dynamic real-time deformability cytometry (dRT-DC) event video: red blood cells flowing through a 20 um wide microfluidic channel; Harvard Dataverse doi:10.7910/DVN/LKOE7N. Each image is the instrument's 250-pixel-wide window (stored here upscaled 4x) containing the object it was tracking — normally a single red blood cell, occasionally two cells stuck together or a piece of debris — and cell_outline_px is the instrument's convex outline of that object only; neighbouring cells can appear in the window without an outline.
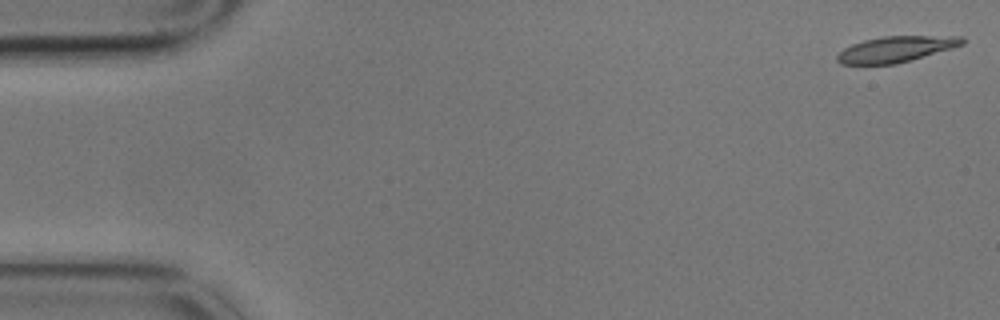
{"species": "common noctule bat (a hibernating species)", "species_latin": "Nyctalus noctula", "temperature_condition": "cold", "stored_images_in_passage": 11, "camera_frame_rate_fps": 3000, "um_per_image_px": 0.085, "animal": {"sex": "male", "body_mass_g": 17.9}, "frame": {"image": 1, "passage_image": 1, "time_ms": 0.0, "image_size_px": [1000, 320], "cell_outline_px": [[968, 40], [964, 44], [952, 48], [896, 64], [840, 64], [836, 60], [836, 56], [844, 48], [852, 44], [864, 40], [880, 36], [964, 36]], "centroid_in_image_um": [76.17, 4.17], "position_along_channel_um": 8.8, "area_um2": 18.9}}
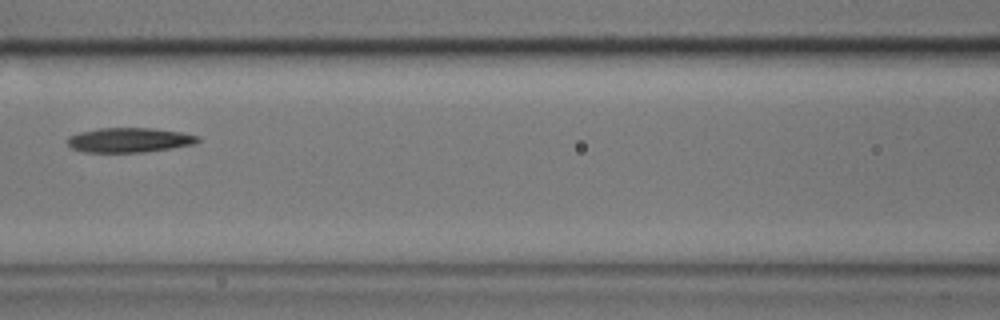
{"frame": {"image": 2, "passage_image": 7, "time_ms": 2.0, "image_size_px": [1000, 320], "cell_outline_px": [[200, 140], [196, 144], [172, 148], [140, 152], [84, 152], [72, 148], [64, 140], [68, 136], [80, 132], [100, 128], [152, 128], [180, 132], [200, 136]], "centroid_in_image_um": [10.98, 11.9], "position_along_channel_um": 155.6, "area_um2": 18.79}}
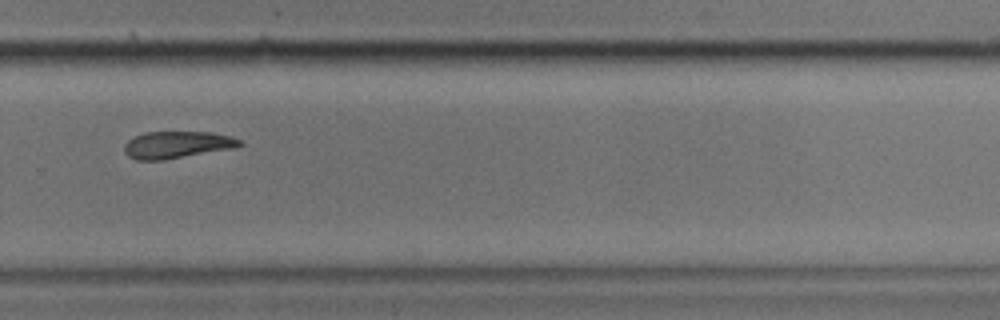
{"frame": {"image": 3, "passage_image": 11, "time_ms": 3.333, "image_size_px": [1000, 320], "cell_outline_px": [[244, 144], [236, 148], [164, 160], [136, 160], [128, 156], [124, 152], [124, 144], [128, 140], [144, 132], [212, 132], [232, 136], [240, 140]], "centroid_in_image_um": [15.07, 12.31], "position_along_channel_um": 314.7, "area_um2": 18.38}}